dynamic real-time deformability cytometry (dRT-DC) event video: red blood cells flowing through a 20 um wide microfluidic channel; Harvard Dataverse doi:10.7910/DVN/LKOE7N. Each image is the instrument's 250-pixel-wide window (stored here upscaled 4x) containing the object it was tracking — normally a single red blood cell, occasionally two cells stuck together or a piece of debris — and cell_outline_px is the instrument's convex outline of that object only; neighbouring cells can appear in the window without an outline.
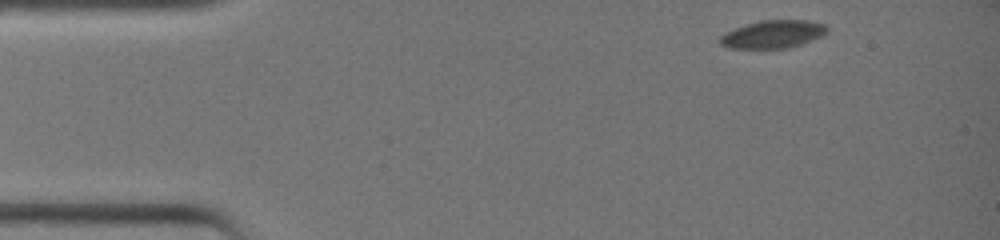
{"species": "common noctule bat (a hibernating species)", "species_latin": "Nyctalus noctula", "temperature_condition": "warm", "stored_images_in_passage": 41, "camera_frame_rate_fps": 3000, "um_per_image_px": 0.085, "animal": {"sex": "female", "body_mass_g": 19.0, "forearm_length_mm": 51.5}, "frame": {"image": 1, "passage_image": 1, "time_ms": 0.0, "image_size_px": [1000, 240], "cell_outline_px": [[828, 32], [824, 36], [788, 48], [728, 48], [720, 44], [720, 36], [724, 32], [760, 20], [808, 20], [828, 24]], "centroid_in_image_um": [65.75, 2.9], "position_along_channel_um": 19.2, "area_um2": 17.51}}
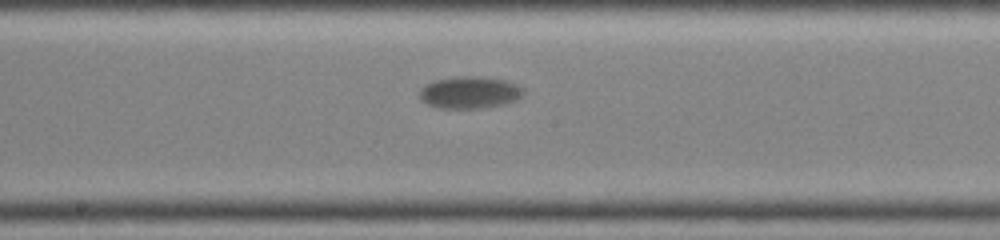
{"frame": {"image": 2, "passage_image": 20, "time_ms": 6.333, "image_size_px": [1000, 240], "cell_outline_px": [[524, 96], [516, 100], [504, 104], [480, 108], [436, 108], [420, 100], [420, 88], [424, 84], [436, 80], [452, 76], [480, 76], [508, 80], [524, 88]], "centroid_in_image_um": [39.93, 7.84], "position_along_channel_um": 208.3, "area_um2": 19.77}}
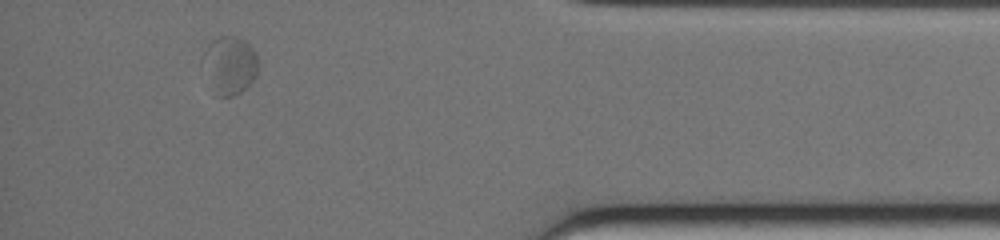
{"frame": {"image": 3, "passage_image": 36, "time_ms": 11.667, "image_size_px": [1000, 240], "cell_outline_px": [[256, 76], [240, 92], [232, 96], [216, 96], [200, 64], [200, 60], [208, 44], [212, 40], [220, 36], [236, 36], [244, 40], [256, 52]], "centroid_in_image_um": [19.45, 5.52], "position_along_channel_um": 415.7, "area_um2": 18.73}}